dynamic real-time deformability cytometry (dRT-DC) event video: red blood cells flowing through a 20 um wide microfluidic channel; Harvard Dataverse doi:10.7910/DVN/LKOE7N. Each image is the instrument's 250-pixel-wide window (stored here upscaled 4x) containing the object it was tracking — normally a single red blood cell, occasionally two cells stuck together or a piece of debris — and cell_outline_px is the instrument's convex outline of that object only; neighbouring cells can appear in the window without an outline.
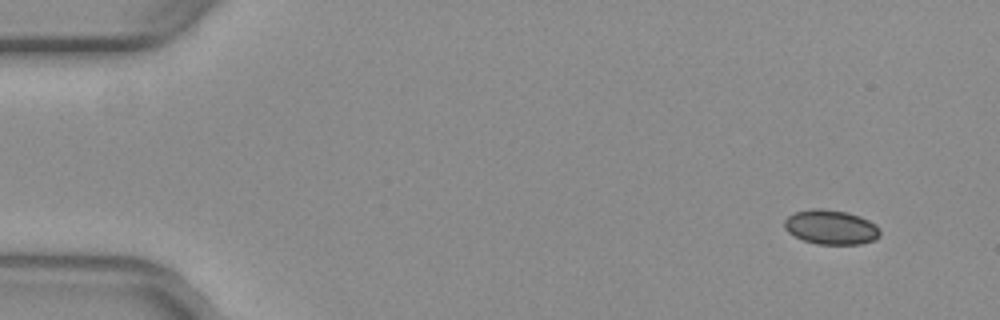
{"species": "common noctule bat (a hibernating species)", "species_latin": "Nyctalus noctula", "temperature_condition": "warm", "stored_images_in_passage": 2, "camera_frame_rate_fps": 3000, "um_per_image_px": 0.085, "animal": {"sex": "female", "body_mass_g": 29.2, "forearm_length_mm": 56.3}, "frame": {"image": 1, "passage_image": 1, "time_ms": 0.0, "image_size_px": [1000, 320], "cell_outline_px": [[876, 236], [868, 240], [812, 240], [800, 236], [796, 232], [804, 212], [836, 212], [852, 216], [868, 224], [876, 232]], "centroid_in_image_um": [70.86, 19.31], "position_along_channel_um": 14.1, "area_um2": 13.06}}